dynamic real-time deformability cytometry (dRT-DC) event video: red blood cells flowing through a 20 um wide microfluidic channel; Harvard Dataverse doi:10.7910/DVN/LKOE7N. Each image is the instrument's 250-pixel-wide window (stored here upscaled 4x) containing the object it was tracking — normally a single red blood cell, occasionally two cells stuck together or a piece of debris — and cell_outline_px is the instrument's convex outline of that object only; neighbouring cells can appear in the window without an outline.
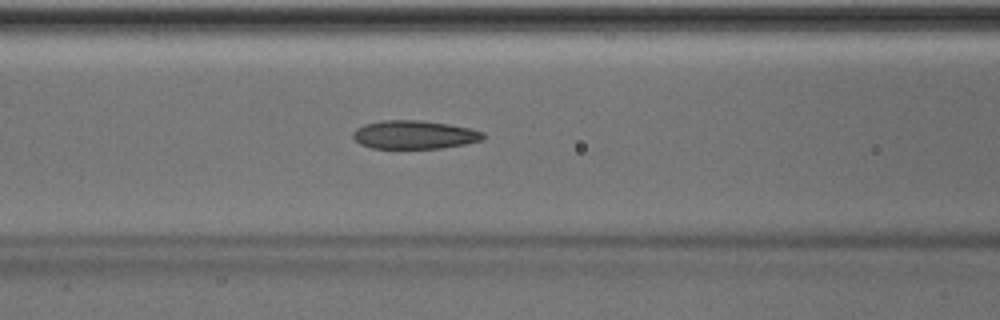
{"species": "Egyptian fruit bat (a non-hibernating species)", "species_latin": "Rousettus aegyptiacus", "temperature_condition": "room temperature", "stored_images_in_passage": 50, "camera_frame_rate_fps": 3000, "um_per_image_px": 0.085, "animal": {"sex": "male"}, "frame": {"image": 1, "passage_image": 21, "time_ms": 6.667, "image_size_px": [1000, 320], "cell_outline_px": [[484, 136], [480, 140], [464, 144], [440, 148], [372, 148], [360, 144], [352, 136], [352, 132], [356, 128], [364, 124], [384, 120], [424, 120], [448, 124], [468, 128], [484, 132]], "centroid_in_image_um": [35.17, 11.44], "position_along_channel_um": 131.4, "area_um2": 21.44}}
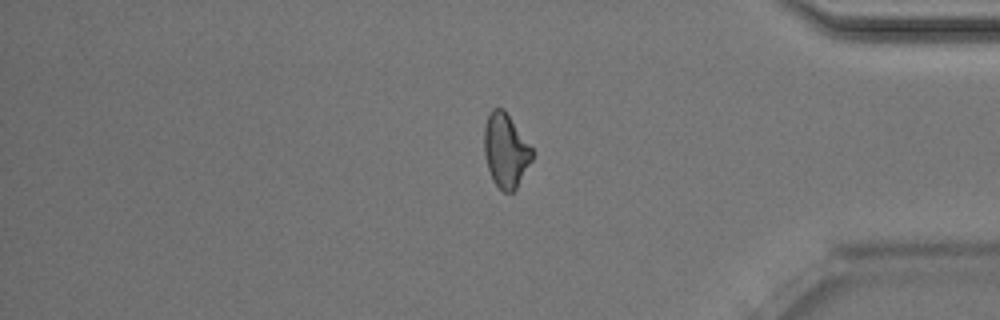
{"frame": {"image": 2, "passage_image": 42, "time_ms": 13.667, "image_size_px": [1000, 320], "cell_outline_px": [[536, 152], [532, 160], [516, 188], [512, 192], [504, 192], [492, 180], [488, 168], [484, 152], [484, 128], [488, 116], [492, 108], [504, 108]], "centroid_in_image_um": [43.01, 12.77], "position_along_channel_um": 392.2, "area_um2": 20.81}}
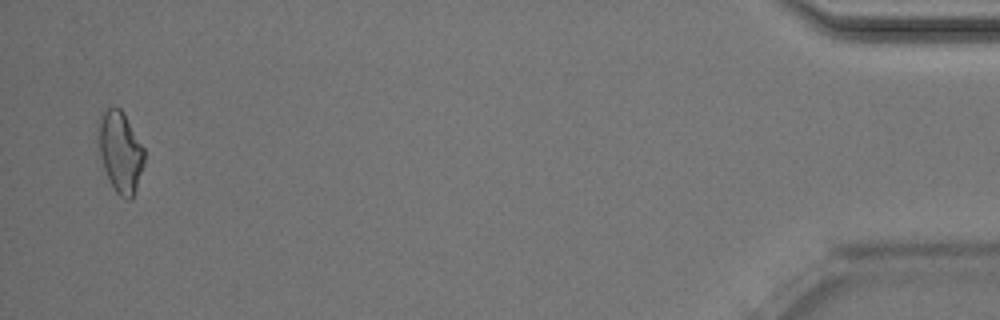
{"frame": {"image": 3, "passage_image": 49, "time_ms": 16.0, "image_size_px": [1000, 320], "cell_outline_px": [[144, 164], [132, 200], [128, 200], [120, 196], [116, 192], [104, 168], [100, 156], [96, 124], [100, 116], [108, 108], [120, 108], [124, 112], [144, 148]], "centroid_in_image_um": [10.22, 12.89], "position_along_channel_um": 425.0, "area_um2": 21.68}, "authors_computed_cell_mechanics": {"area_um2": 21.8773, "velocity_mm_per_s": 4.0597, "shape_relaxation_time_tau1_ms": 5.8538, "shape_relaxation_time_tau2_ms": 3.0642, "deformation_change_tau1": 0.15, "deformation_change_tau2": 0.1009}}